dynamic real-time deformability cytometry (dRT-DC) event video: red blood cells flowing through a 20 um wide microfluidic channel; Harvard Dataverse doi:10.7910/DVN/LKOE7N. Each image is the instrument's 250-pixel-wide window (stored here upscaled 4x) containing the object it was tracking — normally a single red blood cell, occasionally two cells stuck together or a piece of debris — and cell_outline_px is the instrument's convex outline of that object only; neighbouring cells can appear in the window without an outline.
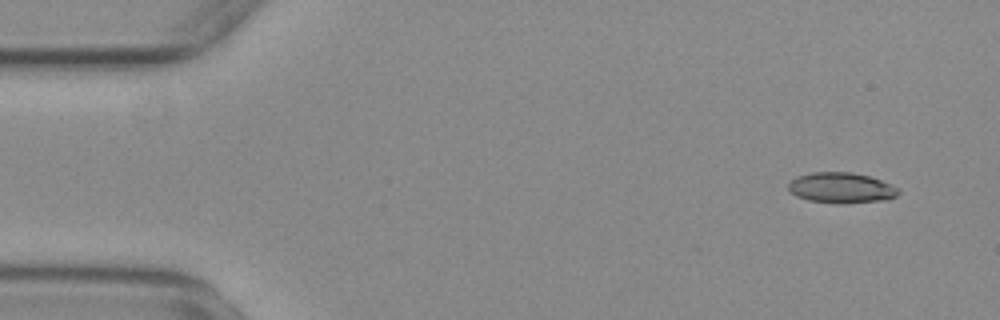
{"species": "common noctule bat (a hibernating species)", "species_latin": "Nyctalus noctula", "temperature_condition": "warm", "stored_images_in_passage": 53, "camera_frame_rate_fps": 3000, "um_per_image_px": 0.085, "animal": {"sex": "female", "body_mass_g": 29.2, "forearm_length_mm": 56.3}, "frame": {"image": 1, "passage_image": 2, "time_ms": 0.333, "image_size_px": [1000, 320], "cell_outline_px": [[900, 192], [896, 196], [888, 200], [840, 204], [836, 204], [808, 200], [796, 196], [788, 188], [788, 184], [796, 176], [812, 172], [852, 172], [868, 176], [880, 180], [900, 188]], "centroid_in_image_um": [71.52, 15.97], "position_along_channel_um": 13.5, "area_um2": 19.77}}
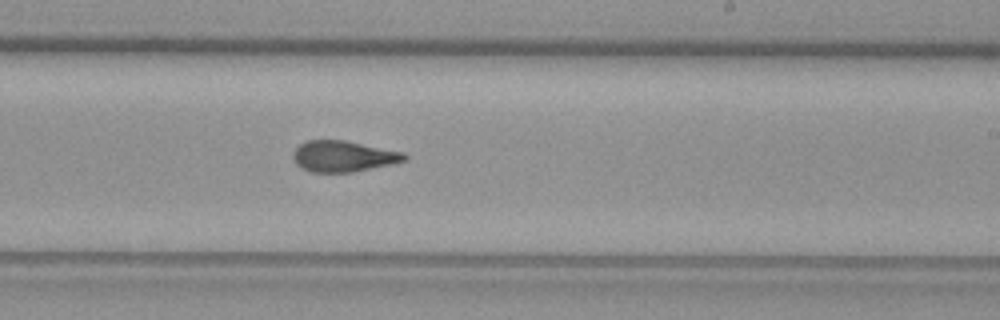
{"frame": {"image": 2, "passage_image": 31, "time_ms": 10.0, "image_size_px": [1000, 320], "cell_outline_px": [[408, 156], [404, 160], [392, 164], [352, 172], [308, 172], [300, 168], [296, 164], [292, 156], [292, 152], [300, 144], [308, 140], [344, 140], [404, 152]], "centroid_in_image_um": [29.14, 13.29], "position_along_channel_um": 259.9, "area_um2": 20.17}}
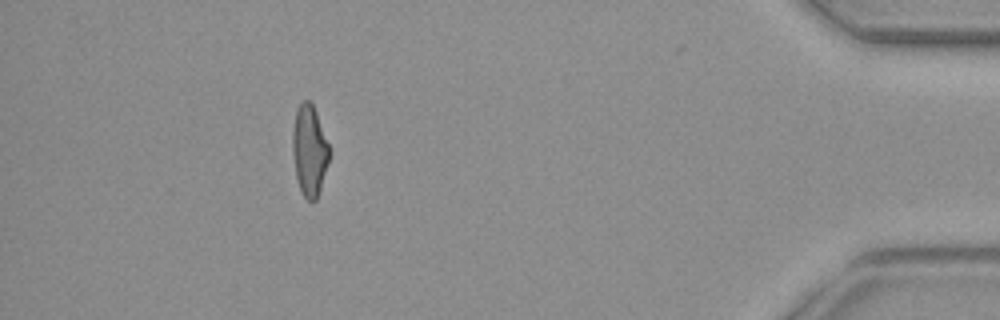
{"frame": {"image": 3, "passage_image": 48, "time_ms": 15.667, "image_size_px": [1000, 320], "cell_outline_px": [[332, 152], [316, 200], [312, 204], [300, 192], [296, 180], [292, 152], [292, 132], [296, 112], [300, 104], [304, 100], [308, 100], [312, 104], [316, 112]], "centroid_in_image_um": [26.3, 12.84], "position_along_channel_um": 408.9, "area_um2": 19.71}, "authors_computed_cell_mechanics": {"area_um2": 20.1722, "velocity_mm_per_s": 3.7213, "shape_relaxation_time_tau1_ms": null, "shape_relaxation_time_tau2_ms": 2.3863, "deformation_change_tau1": null, "deformation_change_tau2": 0.1058}}